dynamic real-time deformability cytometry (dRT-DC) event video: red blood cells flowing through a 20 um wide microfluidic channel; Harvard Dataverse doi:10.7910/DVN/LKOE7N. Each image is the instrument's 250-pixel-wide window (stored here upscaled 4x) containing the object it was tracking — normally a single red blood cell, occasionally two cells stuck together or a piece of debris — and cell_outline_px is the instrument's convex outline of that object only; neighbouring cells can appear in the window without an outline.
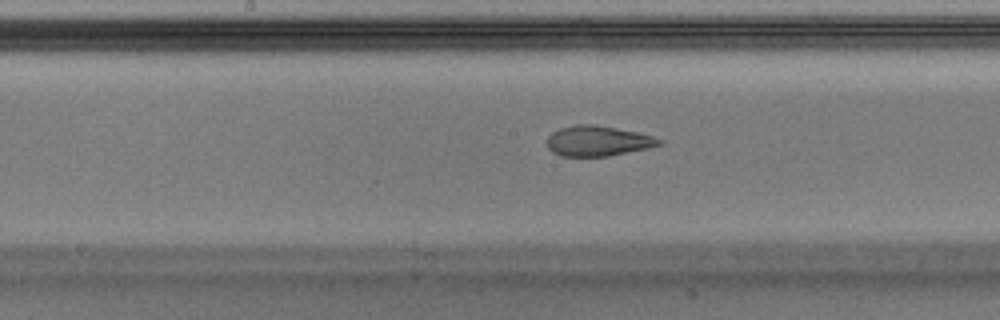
{"species": "Egyptian fruit bat (a non-hibernating species)", "species_latin": "Rousettus aegyptiacus", "temperature_condition": "warm", "stored_images_in_passage": 35, "camera_frame_rate_fps": 3000, "um_per_image_px": 0.085, "animal": {"sex": "male"}, "frame": {"image": 1, "passage_image": 11, "time_ms": 3.333, "image_size_px": [1000, 320], "cell_outline_px": [[664, 144], [648, 148], [608, 156], [560, 156], [552, 152], [548, 148], [548, 136], [552, 132], [560, 128], [576, 124], [592, 124], [616, 128], [636, 132], [652, 136], [664, 140]], "centroid_in_image_um": [50.82, 11.98], "position_along_channel_um": 197.4, "area_um2": 19.77}, "authors_computed_cell_mechanics": {"area_um2": 21.5016, "velocity_mm_per_s": 4.0754, "shape_relaxation_time_tau1_ms": null, "shape_relaxation_time_tau2_ms": 1.6535, "deformation_change_tau1": null, "deformation_change_tau2": 0.0973}}